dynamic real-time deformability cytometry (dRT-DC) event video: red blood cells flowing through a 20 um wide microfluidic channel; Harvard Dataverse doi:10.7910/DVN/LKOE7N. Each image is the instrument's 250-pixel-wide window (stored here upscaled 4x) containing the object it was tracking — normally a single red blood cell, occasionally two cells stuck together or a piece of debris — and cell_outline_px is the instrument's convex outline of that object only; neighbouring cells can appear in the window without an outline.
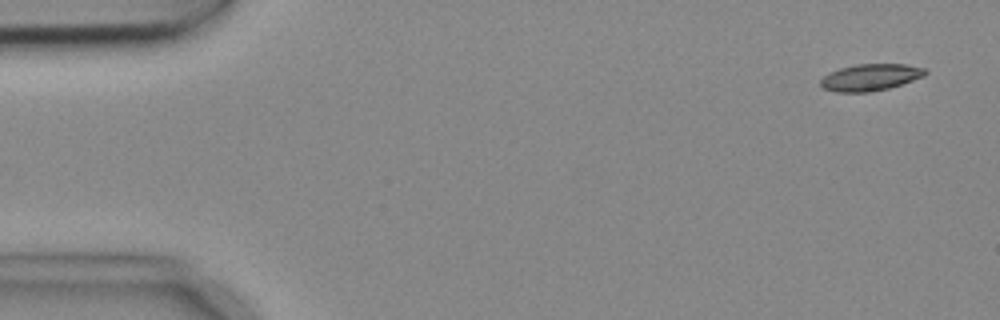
{"species": "common noctule bat (a hibernating species)", "species_latin": "Nyctalus noctula", "temperature_condition": "cold", "stored_images_in_passage": 4, "camera_frame_rate_fps": 3000, "um_per_image_px": 0.085, "animal": {"sex": "female", "body_mass_g": 18.4}, "frame": {"image": 1, "passage_image": 1, "time_ms": 0.0, "image_size_px": [1000, 320], "cell_outline_px": [[928, 72], [924, 76], [888, 88], [868, 92], [836, 92], [824, 88], [820, 84], [820, 80], [828, 72], [840, 68], [856, 64], [904, 64], [924, 68]], "centroid_in_image_um": [73.96, 6.56], "position_along_channel_um": 11.0, "area_um2": 16.18}}